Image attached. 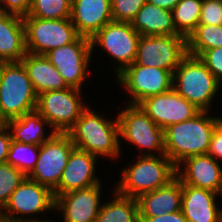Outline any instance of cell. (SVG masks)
<instances>
[{
    "label": "cell",
    "mask_w": 222,
    "mask_h": 222,
    "mask_svg": "<svg viewBox=\"0 0 222 222\" xmlns=\"http://www.w3.org/2000/svg\"><path fill=\"white\" fill-rule=\"evenodd\" d=\"M101 184L54 195L55 209L61 210L64 222H95L100 209Z\"/></svg>",
    "instance_id": "16"
},
{
    "label": "cell",
    "mask_w": 222,
    "mask_h": 222,
    "mask_svg": "<svg viewBox=\"0 0 222 222\" xmlns=\"http://www.w3.org/2000/svg\"><path fill=\"white\" fill-rule=\"evenodd\" d=\"M6 124H7V121L4 119V117L1 115V112H0V129L6 126Z\"/></svg>",
    "instance_id": "40"
},
{
    "label": "cell",
    "mask_w": 222,
    "mask_h": 222,
    "mask_svg": "<svg viewBox=\"0 0 222 222\" xmlns=\"http://www.w3.org/2000/svg\"><path fill=\"white\" fill-rule=\"evenodd\" d=\"M218 195L211 190L182 185L181 211L187 222H222V209L216 207Z\"/></svg>",
    "instance_id": "20"
},
{
    "label": "cell",
    "mask_w": 222,
    "mask_h": 222,
    "mask_svg": "<svg viewBox=\"0 0 222 222\" xmlns=\"http://www.w3.org/2000/svg\"><path fill=\"white\" fill-rule=\"evenodd\" d=\"M141 36L180 35L174 26L173 13L146 2L130 22Z\"/></svg>",
    "instance_id": "24"
},
{
    "label": "cell",
    "mask_w": 222,
    "mask_h": 222,
    "mask_svg": "<svg viewBox=\"0 0 222 222\" xmlns=\"http://www.w3.org/2000/svg\"><path fill=\"white\" fill-rule=\"evenodd\" d=\"M208 113L200 111L193 118L163 130L165 155L176 166V171L182 170L180 162L185 158L208 153L215 126L222 119L208 117Z\"/></svg>",
    "instance_id": "1"
},
{
    "label": "cell",
    "mask_w": 222,
    "mask_h": 222,
    "mask_svg": "<svg viewBox=\"0 0 222 222\" xmlns=\"http://www.w3.org/2000/svg\"><path fill=\"white\" fill-rule=\"evenodd\" d=\"M70 19L80 36L91 38L113 21L111 0H72Z\"/></svg>",
    "instance_id": "19"
},
{
    "label": "cell",
    "mask_w": 222,
    "mask_h": 222,
    "mask_svg": "<svg viewBox=\"0 0 222 222\" xmlns=\"http://www.w3.org/2000/svg\"><path fill=\"white\" fill-rule=\"evenodd\" d=\"M30 222H42V220H41V221H38L37 219H34V218H33V219H31ZM44 222H51V221H48V220H47V221H44Z\"/></svg>",
    "instance_id": "43"
},
{
    "label": "cell",
    "mask_w": 222,
    "mask_h": 222,
    "mask_svg": "<svg viewBox=\"0 0 222 222\" xmlns=\"http://www.w3.org/2000/svg\"><path fill=\"white\" fill-rule=\"evenodd\" d=\"M25 67L28 77L36 93L69 88L57 69L45 55L26 53L20 60Z\"/></svg>",
    "instance_id": "23"
},
{
    "label": "cell",
    "mask_w": 222,
    "mask_h": 222,
    "mask_svg": "<svg viewBox=\"0 0 222 222\" xmlns=\"http://www.w3.org/2000/svg\"><path fill=\"white\" fill-rule=\"evenodd\" d=\"M203 0H180L173 8L176 31L188 38L199 24Z\"/></svg>",
    "instance_id": "27"
},
{
    "label": "cell",
    "mask_w": 222,
    "mask_h": 222,
    "mask_svg": "<svg viewBox=\"0 0 222 222\" xmlns=\"http://www.w3.org/2000/svg\"><path fill=\"white\" fill-rule=\"evenodd\" d=\"M97 156L75 148L62 172L59 185L53 191L61 195L73 190L85 189L100 183L95 175Z\"/></svg>",
    "instance_id": "18"
},
{
    "label": "cell",
    "mask_w": 222,
    "mask_h": 222,
    "mask_svg": "<svg viewBox=\"0 0 222 222\" xmlns=\"http://www.w3.org/2000/svg\"><path fill=\"white\" fill-rule=\"evenodd\" d=\"M75 148L67 133H56L40 145L36 166L27 177L53 192L59 185L62 172Z\"/></svg>",
    "instance_id": "10"
},
{
    "label": "cell",
    "mask_w": 222,
    "mask_h": 222,
    "mask_svg": "<svg viewBox=\"0 0 222 222\" xmlns=\"http://www.w3.org/2000/svg\"><path fill=\"white\" fill-rule=\"evenodd\" d=\"M9 128L4 126L0 129V164L6 163L10 145L12 142Z\"/></svg>",
    "instance_id": "38"
},
{
    "label": "cell",
    "mask_w": 222,
    "mask_h": 222,
    "mask_svg": "<svg viewBox=\"0 0 222 222\" xmlns=\"http://www.w3.org/2000/svg\"><path fill=\"white\" fill-rule=\"evenodd\" d=\"M43 124L50 125L44 117L34 110L18 118L8 120L6 126L12 132L10 134L13 141L40 146L56 134L55 131L51 130V133L45 138Z\"/></svg>",
    "instance_id": "25"
},
{
    "label": "cell",
    "mask_w": 222,
    "mask_h": 222,
    "mask_svg": "<svg viewBox=\"0 0 222 222\" xmlns=\"http://www.w3.org/2000/svg\"><path fill=\"white\" fill-rule=\"evenodd\" d=\"M220 87L198 56L187 54L173 72L172 88L201 111H209Z\"/></svg>",
    "instance_id": "5"
},
{
    "label": "cell",
    "mask_w": 222,
    "mask_h": 222,
    "mask_svg": "<svg viewBox=\"0 0 222 222\" xmlns=\"http://www.w3.org/2000/svg\"><path fill=\"white\" fill-rule=\"evenodd\" d=\"M222 47V25L198 24L187 38L188 54L199 56L204 50Z\"/></svg>",
    "instance_id": "28"
},
{
    "label": "cell",
    "mask_w": 222,
    "mask_h": 222,
    "mask_svg": "<svg viewBox=\"0 0 222 222\" xmlns=\"http://www.w3.org/2000/svg\"><path fill=\"white\" fill-rule=\"evenodd\" d=\"M81 89L69 87L40 93L36 111L56 133H67L87 108L81 102Z\"/></svg>",
    "instance_id": "6"
},
{
    "label": "cell",
    "mask_w": 222,
    "mask_h": 222,
    "mask_svg": "<svg viewBox=\"0 0 222 222\" xmlns=\"http://www.w3.org/2000/svg\"><path fill=\"white\" fill-rule=\"evenodd\" d=\"M208 70L215 76L216 81L222 82V47L204 50L198 56Z\"/></svg>",
    "instance_id": "34"
},
{
    "label": "cell",
    "mask_w": 222,
    "mask_h": 222,
    "mask_svg": "<svg viewBox=\"0 0 222 222\" xmlns=\"http://www.w3.org/2000/svg\"><path fill=\"white\" fill-rule=\"evenodd\" d=\"M0 222H4L2 209L0 208Z\"/></svg>",
    "instance_id": "42"
},
{
    "label": "cell",
    "mask_w": 222,
    "mask_h": 222,
    "mask_svg": "<svg viewBox=\"0 0 222 222\" xmlns=\"http://www.w3.org/2000/svg\"><path fill=\"white\" fill-rule=\"evenodd\" d=\"M136 163L123 170L116 191L127 197L139 195L166 186L176 177V166L164 155H141Z\"/></svg>",
    "instance_id": "4"
},
{
    "label": "cell",
    "mask_w": 222,
    "mask_h": 222,
    "mask_svg": "<svg viewBox=\"0 0 222 222\" xmlns=\"http://www.w3.org/2000/svg\"><path fill=\"white\" fill-rule=\"evenodd\" d=\"M199 24L222 25V0H203Z\"/></svg>",
    "instance_id": "33"
},
{
    "label": "cell",
    "mask_w": 222,
    "mask_h": 222,
    "mask_svg": "<svg viewBox=\"0 0 222 222\" xmlns=\"http://www.w3.org/2000/svg\"><path fill=\"white\" fill-rule=\"evenodd\" d=\"M36 93L21 62H0V112L6 121L36 110Z\"/></svg>",
    "instance_id": "3"
},
{
    "label": "cell",
    "mask_w": 222,
    "mask_h": 222,
    "mask_svg": "<svg viewBox=\"0 0 222 222\" xmlns=\"http://www.w3.org/2000/svg\"><path fill=\"white\" fill-rule=\"evenodd\" d=\"M207 154L216 161L222 159V119L215 126Z\"/></svg>",
    "instance_id": "36"
},
{
    "label": "cell",
    "mask_w": 222,
    "mask_h": 222,
    "mask_svg": "<svg viewBox=\"0 0 222 222\" xmlns=\"http://www.w3.org/2000/svg\"><path fill=\"white\" fill-rule=\"evenodd\" d=\"M139 222H187L183 212L165 213L156 217H139Z\"/></svg>",
    "instance_id": "37"
},
{
    "label": "cell",
    "mask_w": 222,
    "mask_h": 222,
    "mask_svg": "<svg viewBox=\"0 0 222 222\" xmlns=\"http://www.w3.org/2000/svg\"><path fill=\"white\" fill-rule=\"evenodd\" d=\"M39 151V145L24 144L12 140L6 163H9L28 176L36 166L39 158Z\"/></svg>",
    "instance_id": "29"
},
{
    "label": "cell",
    "mask_w": 222,
    "mask_h": 222,
    "mask_svg": "<svg viewBox=\"0 0 222 222\" xmlns=\"http://www.w3.org/2000/svg\"><path fill=\"white\" fill-rule=\"evenodd\" d=\"M179 1L180 0H147V2L169 11H172Z\"/></svg>",
    "instance_id": "39"
},
{
    "label": "cell",
    "mask_w": 222,
    "mask_h": 222,
    "mask_svg": "<svg viewBox=\"0 0 222 222\" xmlns=\"http://www.w3.org/2000/svg\"><path fill=\"white\" fill-rule=\"evenodd\" d=\"M187 54V38L182 35L140 36L133 64L162 68L173 74Z\"/></svg>",
    "instance_id": "8"
},
{
    "label": "cell",
    "mask_w": 222,
    "mask_h": 222,
    "mask_svg": "<svg viewBox=\"0 0 222 222\" xmlns=\"http://www.w3.org/2000/svg\"><path fill=\"white\" fill-rule=\"evenodd\" d=\"M91 40L79 36L74 42L45 54L69 87L82 89L92 54Z\"/></svg>",
    "instance_id": "12"
},
{
    "label": "cell",
    "mask_w": 222,
    "mask_h": 222,
    "mask_svg": "<svg viewBox=\"0 0 222 222\" xmlns=\"http://www.w3.org/2000/svg\"><path fill=\"white\" fill-rule=\"evenodd\" d=\"M139 217H156L181 210L182 182L175 177L166 186L137 198Z\"/></svg>",
    "instance_id": "21"
},
{
    "label": "cell",
    "mask_w": 222,
    "mask_h": 222,
    "mask_svg": "<svg viewBox=\"0 0 222 222\" xmlns=\"http://www.w3.org/2000/svg\"><path fill=\"white\" fill-rule=\"evenodd\" d=\"M26 51L45 55L49 51L74 42L80 35L70 18L41 19L23 17Z\"/></svg>",
    "instance_id": "7"
},
{
    "label": "cell",
    "mask_w": 222,
    "mask_h": 222,
    "mask_svg": "<svg viewBox=\"0 0 222 222\" xmlns=\"http://www.w3.org/2000/svg\"><path fill=\"white\" fill-rule=\"evenodd\" d=\"M184 172L176 171V177L182 185L211 190L222 195V168L218 161L208 154L185 158Z\"/></svg>",
    "instance_id": "17"
},
{
    "label": "cell",
    "mask_w": 222,
    "mask_h": 222,
    "mask_svg": "<svg viewBox=\"0 0 222 222\" xmlns=\"http://www.w3.org/2000/svg\"><path fill=\"white\" fill-rule=\"evenodd\" d=\"M26 53L23 17L6 14L0 19V62H20Z\"/></svg>",
    "instance_id": "22"
},
{
    "label": "cell",
    "mask_w": 222,
    "mask_h": 222,
    "mask_svg": "<svg viewBox=\"0 0 222 222\" xmlns=\"http://www.w3.org/2000/svg\"><path fill=\"white\" fill-rule=\"evenodd\" d=\"M140 34L134 30L130 22L111 21L90 38L92 50L95 44L106 50L120 64L117 76L134 63Z\"/></svg>",
    "instance_id": "11"
},
{
    "label": "cell",
    "mask_w": 222,
    "mask_h": 222,
    "mask_svg": "<svg viewBox=\"0 0 222 222\" xmlns=\"http://www.w3.org/2000/svg\"><path fill=\"white\" fill-rule=\"evenodd\" d=\"M3 4L4 11L7 14L27 16L30 12L32 0H0Z\"/></svg>",
    "instance_id": "35"
},
{
    "label": "cell",
    "mask_w": 222,
    "mask_h": 222,
    "mask_svg": "<svg viewBox=\"0 0 222 222\" xmlns=\"http://www.w3.org/2000/svg\"><path fill=\"white\" fill-rule=\"evenodd\" d=\"M51 209H55L53 192L48 187L26 177L11 194L7 204L2 209V214L6 222H30L31 219L28 217L23 216L21 219L15 217L14 214L34 215Z\"/></svg>",
    "instance_id": "13"
},
{
    "label": "cell",
    "mask_w": 222,
    "mask_h": 222,
    "mask_svg": "<svg viewBox=\"0 0 222 222\" xmlns=\"http://www.w3.org/2000/svg\"><path fill=\"white\" fill-rule=\"evenodd\" d=\"M27 176L9 163L0 164V208L7 204L11 194Z\"/></svg>",
    "instance_id": "31"
},
{
    "label": "cell",
    "mask_w": 222,
    "mask_h": 222,
    "mask_svg": "<svg viewBox=\"0 0 222 222\" xmlns=\"http://www.w3.org/2000/svg\"><path fill=\"white\" fill-rule=\"evenodd\" d=\"M116 78L131 95L132 100L128 104L138 105L149 96L169 91L173 74L162 68L131 64Z\"/></svg>",
    "instance_id": "14"
},
{
    "label": "cell",
    "mask_w": 222,
    "mask_h": 222,
    "mask_svg": "<svg viewBox=\"0 0 222 222\" xmlns=\"http://www.w3.org/2000/svg\"><path fill=\"white\" fill-rule=\"evenodd\" d=\"M72 0H32L30 12L24 17L41 19L70 18Z\"/></svg>",
    "instance_id": "30"
},
{
    "label": "cell",
    "mask_w": 222,
    "mask_h": 222,
    "mask_svg": "<svg viewBox=\"0 0 222 222\" xmlns=\"http://www.w3.org/2000/svg\"><path fill=\"white\" fill-rule=\"evenodd\" d=\"M119 136L140 147L148 150L143 155H154L149 151H157L164 155V135L160 128L139 105H127L117 116Z\"/></svg>",
    "instance_id": "9"
},
{
    "label": "cell",
    "mask_w": 222,
    "mask_h": 222,
    "mask_svg": "<svg viewBox=\"0 0 222 222\" xmlns=\"http://www.w3.org/2000/svg\"><path fill=\"white\" fill-rule=\"evenodd\" d=\"M103 118L87 107L67 134L79 150L97 157H118L121 151L118 120Z\"/></svg>",
    "instance_id": "2"
},
{
    "label": "cell",
    "mask_w": 222,
    "mask_h": 222,
    "mask_svg": "<svg viewBox=\"0 0 222 222\" xmlns=\"http://www.w3.org/2000/svg\"><path fill=\"white\" fill-rule=\"evenodd\" d=\"M147 0H111L113 21L131 22Z\"/></svg>",
    "instance_id": "32"
},
{
    "label": "cell",
    "mask_w": 222,
    "mask_h": 222,
    "mask_svg": "<svg viewBox=\"0 0 222 222\" xmlns=\"http://www.w3.org/2000/svg\"><path fill=\"white\" fill-rule=\"evenodd\" d=\"M138 105L163 130L191 119L201 111L173 88L163 94L149 96Z\"/></svg>",
    "instance_id": "15"
},
{
    "label": "cell",
    "mask_w": 222,
    "mask_h": 222,
    "mask_svg": "<svg viewBox=\"0 0 222 222\" xmlns=\"http://www.w3.org/2000/svg\"><path fill=\"white\" fill-rule=\"evenodd\" d=\"M7 13L4 11V8L1 7L0 4V19L3 18Z\"/></svg>",
    "instance_id": "41"
},
{
    "label": "cell",
    "mask_w": 222,
    "mask_h": 222,
    "mask_svg": "<svg viewBox=\"0 0 222 222\" xmlns=\"http://www.w3.org/2000/svg\"><path fill=\"white\" fill-rule=\"evenodd\" d=\"M114 193L115 198L101 206L95 222H139L136 198Z\"/></svg>",
    "instance_id": "26"
}]
</instances>
